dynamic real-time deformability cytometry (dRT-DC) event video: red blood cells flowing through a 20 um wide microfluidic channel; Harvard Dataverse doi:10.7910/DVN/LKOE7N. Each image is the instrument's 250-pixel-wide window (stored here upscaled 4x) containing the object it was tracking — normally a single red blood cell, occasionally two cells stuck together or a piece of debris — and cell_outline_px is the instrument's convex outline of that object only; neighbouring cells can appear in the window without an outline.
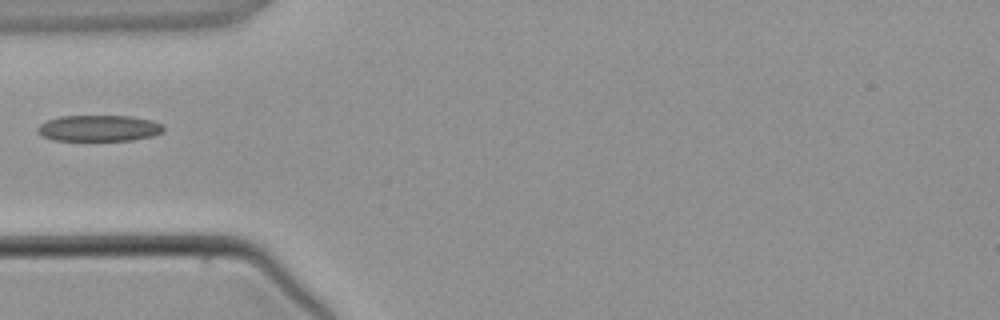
{"species": "common noctule bat (a hibernating species)", "species_latin": "Nyctalus noctula", "temperature_condition": "warm", "stored_images_in_passage": 4, "camera_frame_rate_fps": 3000, "um_per_image_px": 0.085, "animal": {"sex": "male", "body_mass_g": 21.5, "forearm_length_mm": 52.0}, "frame": {"image": 1, "passage_image": 4, "time_ms": 3.333, "image_size_px": [1000, 320], "cell_outline_px": [[164, 128], [160, 132], [152, 136], [132, 140], [52, 140], [36, 132], [36, 128], [40, 124], [48, 120], [60, 116], [128, 116], [148, 120], [160, 124]], "centroid_in_image_um": [8.34, 10.9], "position_along_channel_um": 76.7, "area_um2": 18.9}}